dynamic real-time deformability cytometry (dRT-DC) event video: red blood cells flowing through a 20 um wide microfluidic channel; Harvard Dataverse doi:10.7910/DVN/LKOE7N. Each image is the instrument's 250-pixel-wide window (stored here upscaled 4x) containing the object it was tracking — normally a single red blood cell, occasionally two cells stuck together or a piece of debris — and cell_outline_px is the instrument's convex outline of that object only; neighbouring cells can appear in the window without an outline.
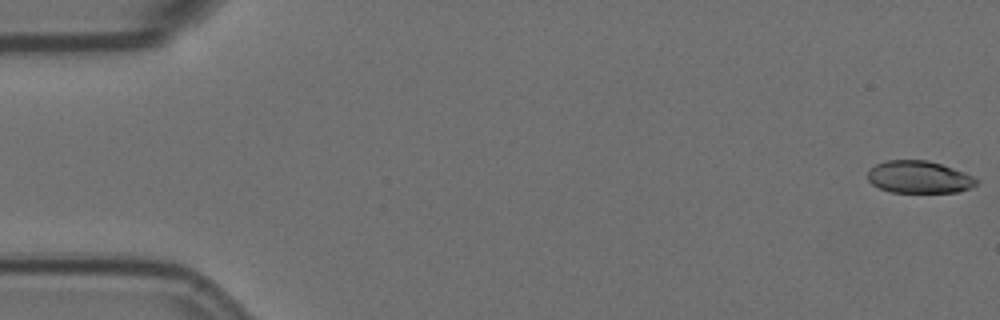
{"species": "Egyptian fruit bat (a non-hibernating species)", "species_latin": "Rousettus aegyptiacus", "temperature_condition": "room temperature", "stored_images_in_passage": 16, "camera_frame_rate_fps": 3000, "um_per_image_px": 0.085, "animal": {"sex": "female"}, "frame": {"image": 1, "passage_image": 1, "time_ms": 0.0, "image_size_px": [1000, 320], "cell_outline_px": [[980, 180], [976, 184], [968, 188], [956, 192], [892, 192], [880, 188], [872, 184], [868, 180], [868, 172], [876, 164], [888, 160], [928, 160], [964, 172]], "centroid_in_image_um": [78.11, 15.05], "position_along_channel_um": 6.9, "area_um2": 20.23}}
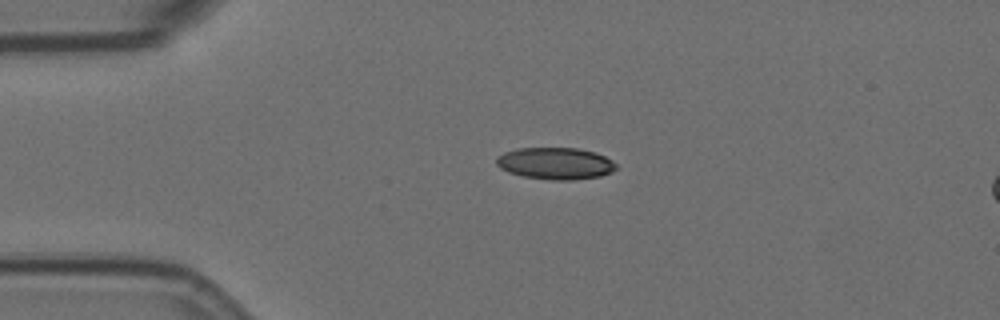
{"frame": {"image": 2, "passage_image": 13, "time_ms": 4.0, "image_size_px": [1000, 320], "cell_outline_px": [[616, 168], [612, 172], [600, 176], [572, 180], [552, 180], [524, 176], [508, 172], [500, 168], [496, 164], [496, 156], [504, 152], [516, 148], [576, 148], [596, 152], [612, 160], [616, 164]], "centroid_in_image_um": [47.2, 13.88], "position_along_channel_um": 37.8, "area_um2": 22.31}}